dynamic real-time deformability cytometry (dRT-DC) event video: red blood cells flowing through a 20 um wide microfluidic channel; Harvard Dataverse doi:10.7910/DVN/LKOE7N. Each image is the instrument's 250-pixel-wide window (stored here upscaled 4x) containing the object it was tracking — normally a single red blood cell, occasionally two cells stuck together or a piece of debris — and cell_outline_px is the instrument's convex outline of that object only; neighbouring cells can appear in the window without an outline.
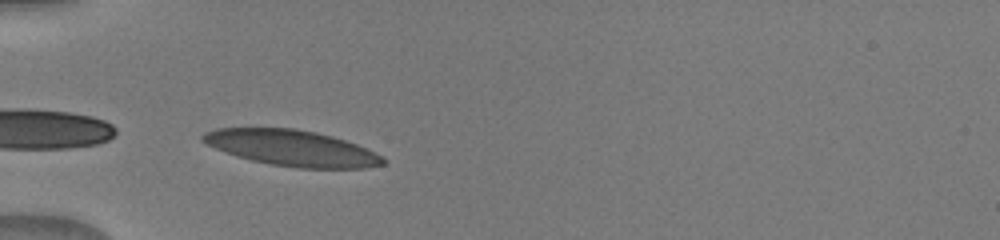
{"species": "human", "species_latin": "Homo sapiens", "temperature_condition": "warm", "stored_images_in_passage": 33, "camera_frame_rate_fps": 3000, "um_per_image_px": 0.085, "donor": {"sex": "male"}, "frame": {"image": 1, "passage_image": 1, "time_ms": 0.0, "image_size_px": [1000, 240], "cell_outline_px": [[388, 160], [384, 164], [364, 168], [296, 168], [268, 164], [252, 160], [216, 148], [200, 140], [200, 136], [204, 132], [216, 128], [296, 128], [316, 132], [332, 136], [356, 144]], "centroid_in_image_um": [24.79, 12.58], "position_along_channel_um": 60.2, "area_um2": 37.4}}